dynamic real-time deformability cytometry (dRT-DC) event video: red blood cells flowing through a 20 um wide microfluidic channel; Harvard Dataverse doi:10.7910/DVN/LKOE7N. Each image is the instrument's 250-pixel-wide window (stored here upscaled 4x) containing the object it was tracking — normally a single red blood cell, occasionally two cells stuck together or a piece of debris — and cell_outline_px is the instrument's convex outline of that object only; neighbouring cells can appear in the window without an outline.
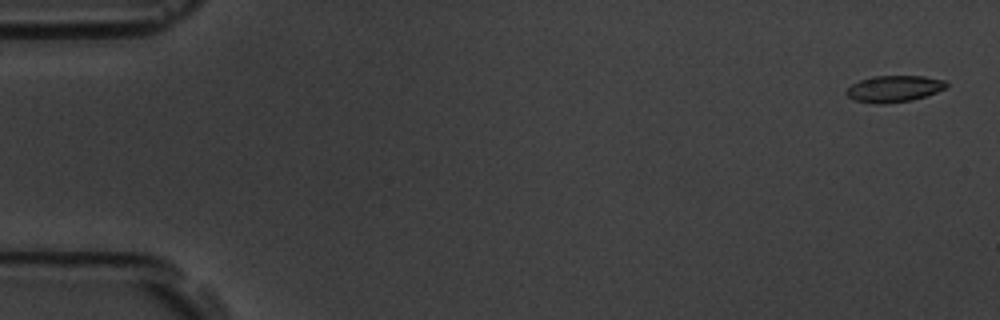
{"species": "common noctule bat (a hibernating species)", "species_latin": "Nyctalus noctula", "temperature_condition": "room temperature", "stored_images_in_passage": 4, "camera_frame_rate_fps": 3000, "um_per_image_px": 0.085, "animal": {"sex": "male", "body_mass_g": 19.5, "forearm_length_mm": 54.6}, "frame": {"image": 1, "passage_image": 1, "time_ms": 0.0, "image_size_px": [1000, 320], "cell_outline_px": [[948, 84], [944, 88], [936, 92], [912, 100], [884, 104], [876, 104], [852, 100], [844, 92], [852, 84], [860, 80], [872, 76], [924, 76], [944, 80]], "centroid_in_image_um": [75.95, 7.55], "position_along_channel_um": 9.1, "area_um2": 15.43}}